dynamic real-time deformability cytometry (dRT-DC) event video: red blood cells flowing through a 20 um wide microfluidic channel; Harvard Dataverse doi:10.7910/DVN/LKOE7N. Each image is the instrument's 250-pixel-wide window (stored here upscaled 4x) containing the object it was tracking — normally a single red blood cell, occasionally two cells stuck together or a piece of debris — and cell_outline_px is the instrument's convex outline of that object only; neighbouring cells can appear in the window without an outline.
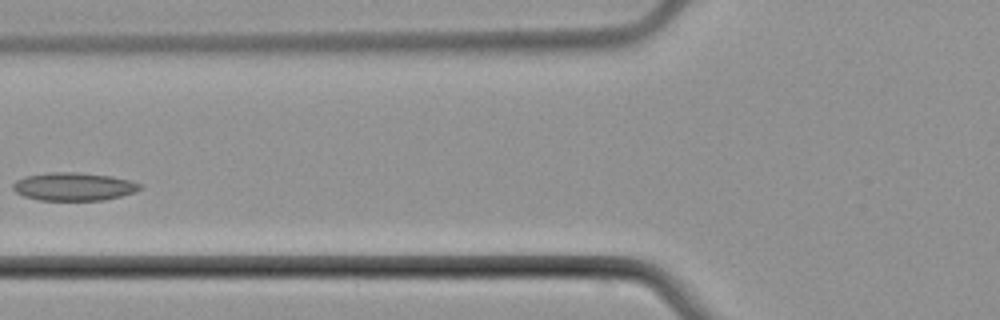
{"species": "common noctule bat (a hibernating species)", "species_latin": "Nyctalus noctula", "temperature_condition": "cold", "stored_images_in_passage": 6, "camera_frame_rate_fps": 3000, "um_per_image_px": 0.085, "animal": {"sex": "male", "body_mass_g": 21.5, "forearm_length_mm": 52.0}, "frame": {"image": 1, "passage_image": 5, "time_ms": 4.667, "image_size_px": [1000, 320], "cell_outline_px": [[144, 188], [136, 192], [104, 200], [36, 200], [24, 196], [16, 192], [12, 188], [12, 184], [16, 180], [24, 176], [48, 172], [76, 172], [112, 176], [132, 180], [140, 184]], "centroid_in_image_um": [6.28, 15.85], "position_along_channel_um": 119.5, "area_um2": 21.04}}
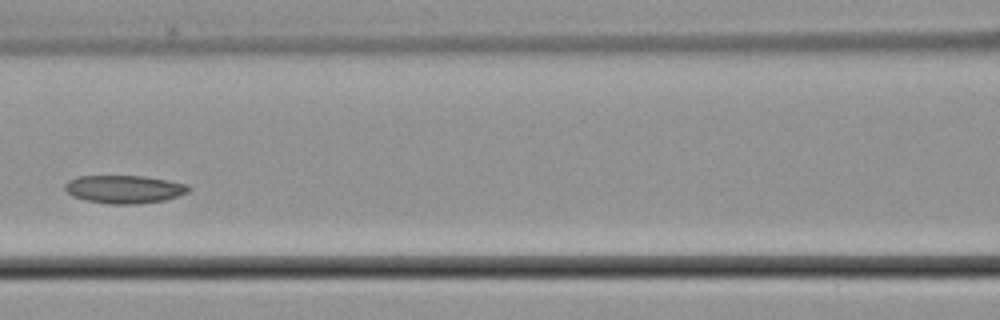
{"frame": {"image": 2, "passage_image": 6, "time_ms": 5.667, "image_size_px": [1000, 320], "cell_outline_px": [[192, 188], [188, 192], [164, 200], [136, 204], [108, 204], [84, 200], [72, 196], [64, 188], [64, 184], [68, 180], [80, 176], [144, 176], [168, 180], [188, 184]], "centroid_in_image_um": [10.56, 16.08], "position_along_channel_um": 156.0, "area_um2": 20.29}}